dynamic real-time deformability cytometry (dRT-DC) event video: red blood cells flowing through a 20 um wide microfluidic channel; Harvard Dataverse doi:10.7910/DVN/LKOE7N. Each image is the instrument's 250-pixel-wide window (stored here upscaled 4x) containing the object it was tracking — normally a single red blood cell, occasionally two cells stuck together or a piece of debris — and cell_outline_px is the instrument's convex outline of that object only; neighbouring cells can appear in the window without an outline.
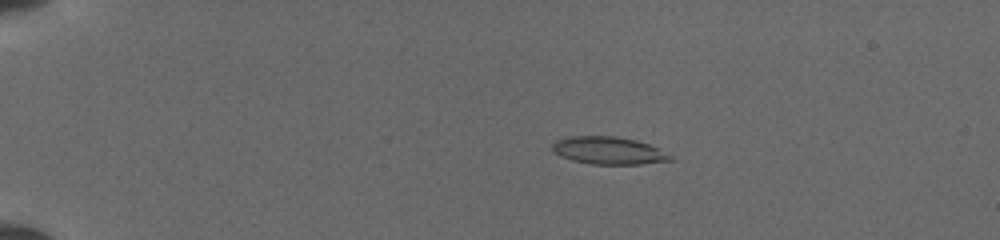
{"species": "common noctule bat (a hibernating species)", "species_latin": "Nyctalus noctula", "temperature_condition": "cold", "stored_images_in_passage": 52, "camera_frame_rate_fps": 3000, "um_per_image_px": 0.085, "animal": {"sex": "female", "body_mass_g": 19.5, "forearm_length_mm": 54.1}, "frame": {"image": 1, "passage_image": 12, "time_ms": 3.667, "image_size_px": [1000, 240], "cell_outline_px": [[676, 160], [640, 164], [592, 164], [572, 160], [556, 152], [552, 148], [552, 144], [556, 140], [568, 136], [616, 136], [636, 140], [660, 148], [672, 156]], "centroid_in_image_um": [51.79, 12.79], "position_along_channel_um": 33.2, "area_um2": 18.9}}
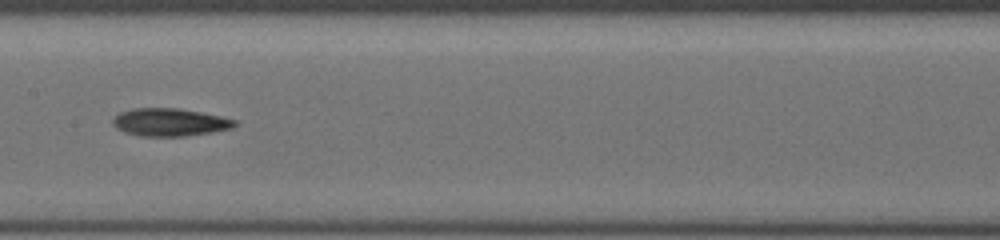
{"frame": {"image": 2, "passage_image": 29, "time_ms": 9.333, "image_size_px": [1000, 240], "cell_outline_px": [[236, 124], [232, 128], [212, 132], [184, 136], [140, 136], [124, 132], [116, 128], [112, 124], [112, 120], [120, 112], [132, 108], [176, 108], [200, 112], [220, 116], [236, 120]], "centroid_in_image_um": [14.4, 10.39], "position_along_channel_um": 193.0, "area_um2": 19.65}}
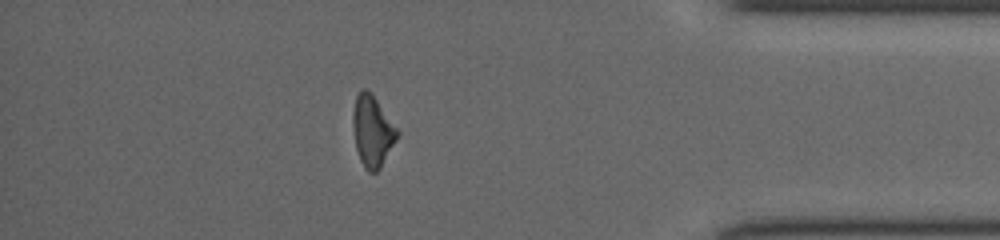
{"frame": {"image": 3, "passage_image": 46, "time_ms": 15.0, "image_size_px": [1000, 240], "cell_outline_px": [[400, 136], [380, 168], [376, 172], [368, 172], [364, 168], [360, 160], [356, 148], [352, 124], [352, 112], [356, 96], [360, 88], [364, 88], [372, 92], [400, 132]], "centroid_in_image_um": [31.66, 11.12], "position_along_channel_um": 403.5, "area_um2": 18.79}}